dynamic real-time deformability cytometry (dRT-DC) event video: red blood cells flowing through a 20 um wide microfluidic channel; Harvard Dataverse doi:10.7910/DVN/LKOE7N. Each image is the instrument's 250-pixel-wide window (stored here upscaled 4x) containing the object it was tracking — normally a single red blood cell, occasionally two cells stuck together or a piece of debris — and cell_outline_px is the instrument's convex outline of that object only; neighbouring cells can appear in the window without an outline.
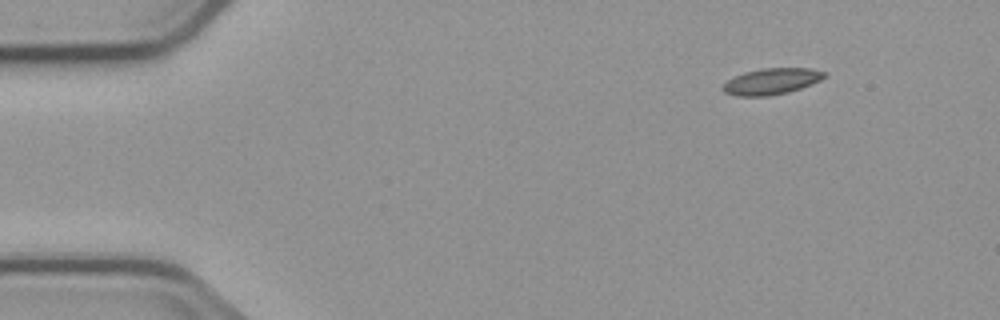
{"species": "common noctule bat (a hibernating species)", "species_latin": "Nyctalus noctula", "temperature_condition": "cold", "stored_images_in_passage": 4, "camera_frame_rate_fps": 3000, "um_per_image_px": 0.085, "animal": {"sex": "male", "body_mass_g": 23.1, "forearm_length_mm": 52.7}, "frame": {"image": 1, "passage_image": 1, "time_ms": 0.0, "image_size_px": [1000, 320], "cell_outline_px": [[828, 72], [820, 80], [812, 84], [788, 92], [768, 96], [736, 96], [724, 92], [720, 88], [728, 80], [744, 72], [764, 68], [808, 68]], "centroid_in_image_um": [65.57, 6.92], "position_along_channel_um": 19.4, "area_um2": 15.43}}
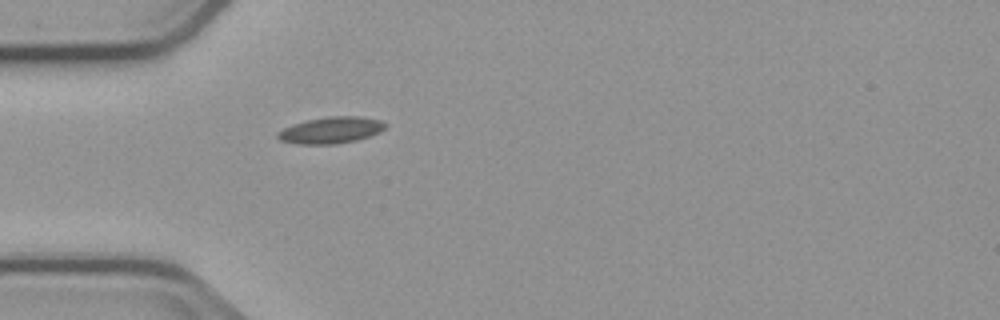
{"frame": {"image": 2, "passage_image": 4, "time_ms": 3.333, "image_size_px": [1000, 320], "cell_outline_px": [[388, 124], [380, 132], [356, 140], [336, 144], [296, 144], [280, 140], [276, 136], [276, 132], [292, 124], [308, 120], [328, 116], [360, 116], [380, 120]], "centroid_in_image_um": [28.12, 11.06], "position_along_channel_um": 56.9, "area_um2": 16.65}}